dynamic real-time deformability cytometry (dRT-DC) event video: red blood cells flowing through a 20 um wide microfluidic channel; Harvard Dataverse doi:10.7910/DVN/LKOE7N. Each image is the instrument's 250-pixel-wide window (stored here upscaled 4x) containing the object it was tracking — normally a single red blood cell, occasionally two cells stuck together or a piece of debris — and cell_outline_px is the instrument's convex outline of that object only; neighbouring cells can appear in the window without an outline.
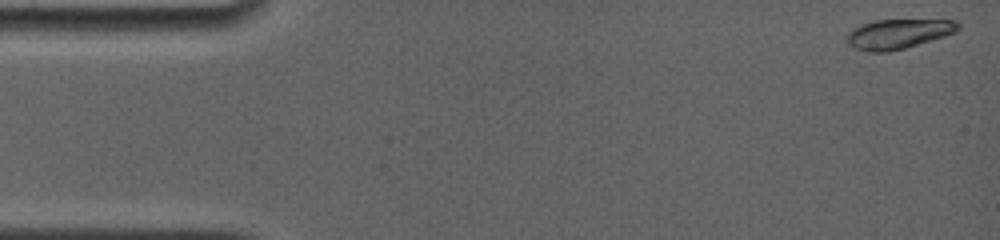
{"species": "common noctule bat (a hibernating species)", "species_latin": "Nyctalus noctula", "temperature_condition": "room temperature", "stored_images_in_passage": 32, "camera_frame_rate_fps": 4000, "um_per_image_px": 0.085, "animal": {"sex": "female", "body_mass_g": 19.0, "forearm_length_mm": 56.7}, "frame": {"image": 1, "passage_image": 1, "time_ms": 0.0, "image_size_px": [1000, 240], "cell_outline_px": [[960, 28], [956, 32], [944, 36], [904, 48], [888, 52], [868, 52], [852, 48], [848, 44], [844, 36], [852, 28], [860, 24], [872, 20], [956, 20], [960, 24]], "centroid_in_image_um": [76.28, 2.88], "position_along_channel_um": 8.7, "area_um2": 19.48}}
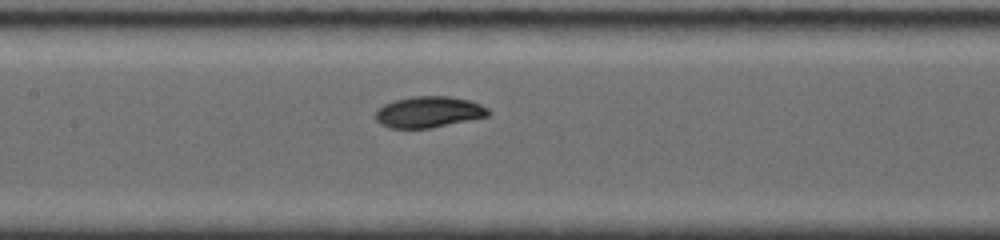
{"frame": {"image": 2, "passage_image": 15, "time_ms": 7.5, "image_size_px": [1000, 240], "cell_outline_px": [[492, 112], [488, 116], [432, 128], [392, 128], [380, 124], [376, 120], [376, 108], [392, 100], [412, 96], [448, 96], [468, 100], [480, 104], [488, 108]], "centroid_in_image_um": [36.42, 9.51], "position_along_channel_um": 171.0, "area_um2": 20.63}}
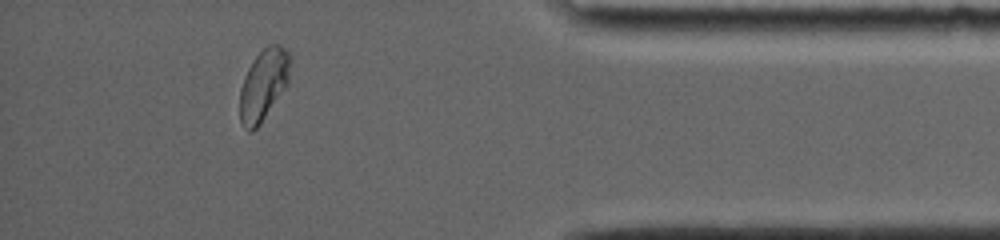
{"frame": {"image": 3, "passage_image": 28, "time_ms": 14.5, "image_size_px": [1000, 240], "cell_outline_px": [[292, 60], [288, 84], [260, 124], [252, 132], [248, 132], [240, 124], [240, 88], [244, 76], [248, 68], [256, 56], [268, 44], [280, 44], [292, 56]], "centroid_in_image_um": [22.41, 7.2], "position_along_channel_um": 412.8, "area_um2": 21.21}, "authors_computed_cell_mechanics": {"area_um2": 20.519, "velocity_mm_per_s": 3.7772, "shape_relaxation_time_tau1_ms": 2.921, "shape_relaxation_time_tau2_ms": null, "deformation_change_tau1": 0.141, "deformation_change_tau2": null}}